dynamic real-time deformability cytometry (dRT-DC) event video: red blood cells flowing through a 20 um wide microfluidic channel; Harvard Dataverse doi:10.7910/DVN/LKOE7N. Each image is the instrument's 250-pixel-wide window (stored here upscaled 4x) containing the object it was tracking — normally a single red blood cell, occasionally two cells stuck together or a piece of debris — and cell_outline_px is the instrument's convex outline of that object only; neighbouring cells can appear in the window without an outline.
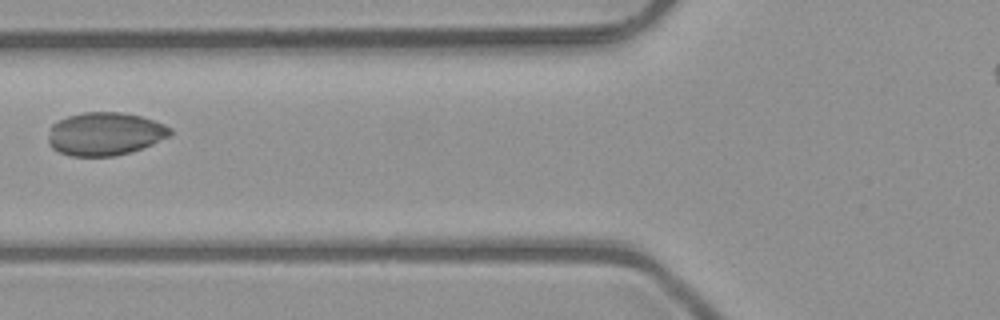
{"species": "common noctule bat (a hibernating species)", "species_latin": "Nyctalus noctula", "temperature_condition": "room temperature", "stored_images_in_passage": 8, "segment_of_instrument_passage": [1, 2], "camera_frame_rate_fps": 3000, "um_per_image_px": 0.085, "animal": {"sex": "male", "body_mass_g": 23.1, "forearm_length_mm": 52.7}, "frame": {"image": 1, "passage_image": 6, "time_ms": 1.667, "image_size_px": [1000, 320], "cell_outline_px": [[172, 132], [168, 136], [152, 144], [132, 152], [116, 156], [72, 156], [60, 152], [52, 148], [48, 144], [48, 140], [52, 124], [68, 116], [80, 112], [120, 112], [140, 116], [164, 124], [172, 128]], "centroid_in_image_um": [8.92, 11.38], "position_along_channel_um": 116.9, "area_um2": 30.58}}
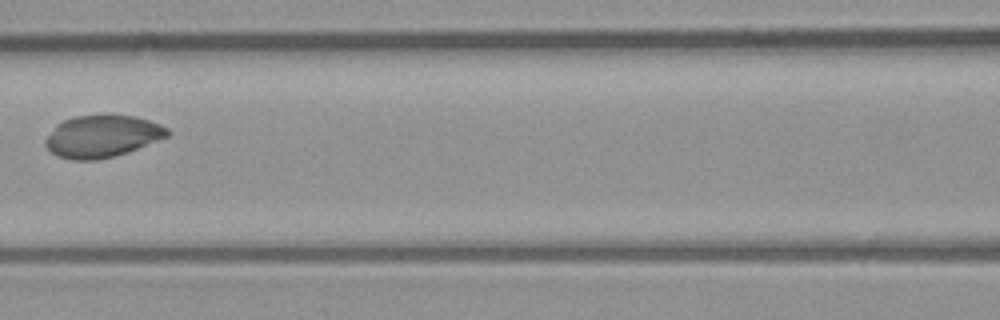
{"frame": {"image": 2, "passage_image": 7, "time_ms": 2.0, "image_size_px": [1000, 320], "cell_outline_px": [[172, 132], [168, 136], [128, 152], [96, 160], [72, 160], [60, 156], [52, 152], [44, 144], [44, 140], [56, 124], [64, 120], [76, 116], [104, 112], [132, 116], [148, 120], [160, 124], [168, 128]], "centroid_in_image_um": [8.69, 11.54], "position_along_channel_um": 157.9, "area_um2": 30.35}}